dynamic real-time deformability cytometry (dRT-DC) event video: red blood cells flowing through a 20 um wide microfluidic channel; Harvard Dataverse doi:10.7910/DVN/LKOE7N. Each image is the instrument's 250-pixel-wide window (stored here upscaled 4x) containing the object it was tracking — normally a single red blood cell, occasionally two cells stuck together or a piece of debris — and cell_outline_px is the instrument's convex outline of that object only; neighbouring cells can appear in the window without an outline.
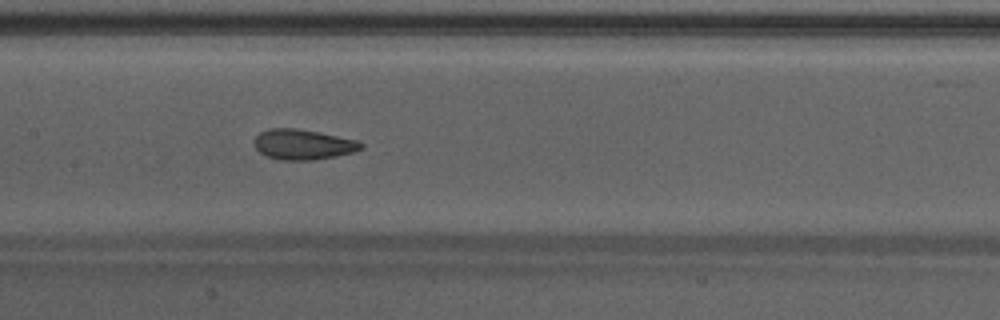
{"species": "Egyptian fruit bat (a non-hibernating species)", "species_latin": "Rousettus aegyptiacus", "temperature_condition": "warm", "stored_images_in_passage": 42, "camera_frame_rate_fps": 3000, "um_per_image_px": 0.085, "animal": {"sex": "male"}, "frame": {"image": 1, "passage_image": 24, "time_ms": 7.667, "image_size_px": [1000, 320], "cell_outline_px": [[364, 148], [352, 152], [336, 156], [312, 160], [280, 160], [268, 156], [260, 152], [256, 148], [252, 140], [260, 132], [268, 128], [296, 128], [356, 140], [364, 144]], "centroid_in_image_um": [25.72, 12.28], "position_along_channel_um": 181.7, "area_um2": 18.73}, "authors_computed_cell_mechanics": {"area_um2": 19.7965, "velocity_mm_per_s": 4.2531, "shape_relaxation_time_tau1_ms": 6.5337, "shape_relaxation_time_tau2_ms": 1.2244, "deformation_change_tau1": 0.1695, "deformation_change_tau2": 0.0655}}